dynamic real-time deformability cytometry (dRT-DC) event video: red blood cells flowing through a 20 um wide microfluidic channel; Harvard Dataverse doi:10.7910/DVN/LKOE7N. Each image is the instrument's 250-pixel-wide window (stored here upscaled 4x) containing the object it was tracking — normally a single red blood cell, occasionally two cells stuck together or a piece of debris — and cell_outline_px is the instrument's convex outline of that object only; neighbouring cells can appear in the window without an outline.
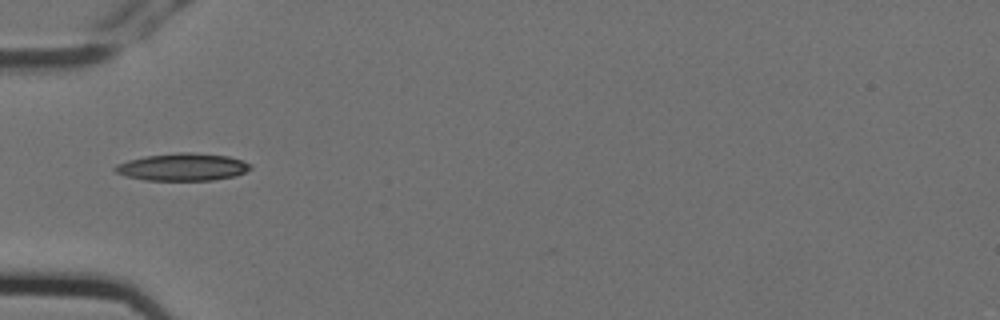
{"species": "Egyptian fruit bat (a non-hibernating species)", "species_latin": "Rousettus aegyptiacus", "temperature_condition": "cold", "stored_images_in_passage": 8, "camera_frame_rate_fps": 3000, "um_per_image_px": 0.085, "animal": {"sex": "female"}, "frame": {"image": 1, "passage_image": 4, "time_ms": 1.0, "image_size_px": [1000, 320], "cell_outline_px": [[252, 168], [236, 176], [212, 180], [144, 180], [124, 176], [116, 172], [112, 168], [116, 164], [128, 160], [144, 156], [176, 152], [192, 152], [228, 156], [252, 164]], "centroid_in_image_um": [15.49, 14.19], "position_along_channel_um": 69.5, "area_um2": 21.79}}
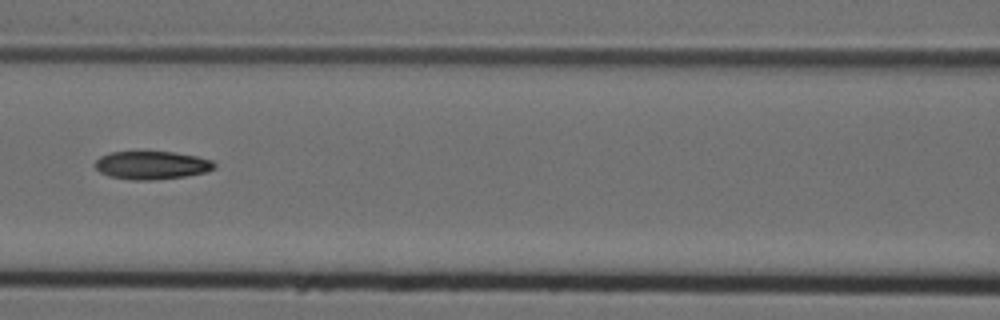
{"frame": {"image": 2, "passage_image": 6, "time_ms": 1.667, "image_size_px": [1000, 320], "cell_outline_px": [[216, 168], [208, 172], [184, 176], [152, 180], [132, 180], [108, 176], [100, 172], [92, 164], [100, 156], [108, 152], [176, 152], [196, 156], [212, 160], [216, 164]], "centroid_in_image_um": [12.89, 14.04], "position_along_channel_um": 153.7, "area_um2": 19.77}}
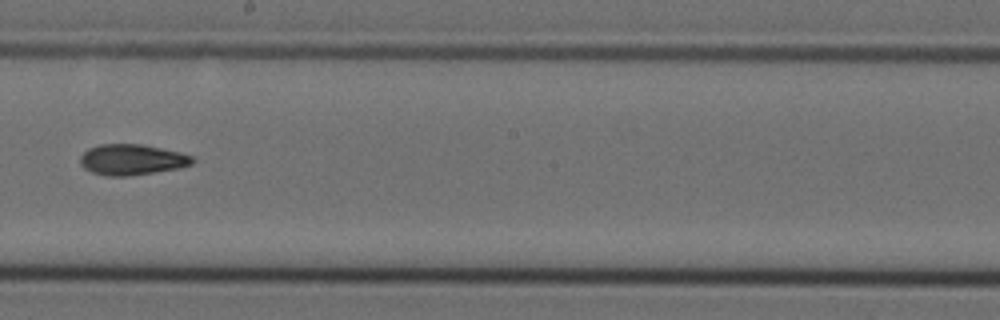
{"frame": {"image": 3, "passage_image": 8, "time_ms": 2.333, "image_size_px": [1000, 320], "cell_outline_px": [[192, 164], [180, 168], [128, 176], [104, 176], [92, 172], [84, 168], [80, 164], [80, 156], [88, 148], [100, 144], [140, 144], [180, 152], [192, 156]], "centroid_in_image_um": [11.17, 13.57], "position_along_channel_um": 237.0, "area_um2": 20.06}}